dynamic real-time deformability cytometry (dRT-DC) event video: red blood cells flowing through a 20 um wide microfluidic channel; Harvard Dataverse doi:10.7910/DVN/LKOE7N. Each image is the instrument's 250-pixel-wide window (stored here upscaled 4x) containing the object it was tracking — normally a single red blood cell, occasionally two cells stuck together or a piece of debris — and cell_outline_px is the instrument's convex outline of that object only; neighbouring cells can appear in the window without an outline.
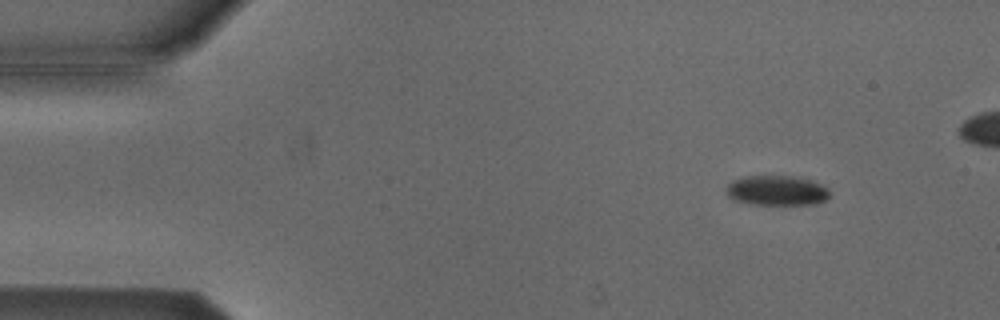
{"species": "Egyptian fruit bat (a non-hibernating species)", "species_latin": "Rousettus aegyptiacus", "temperature_condition": "cold", "stored_images_in_passage": 5, "camera_frame_rate_fps": 3000, "um_per_image_px": 0.085, "animal": {"sex": "male"}, "frame": {"image": 1, "passage_image": 2, "time_ms": 0.333, "image_size_px": [1000, 320], "cell_outline_px": [[832, 196], [816, 204], [748, 204], [732, 200], [724, 192], [724, 188], [732, 180], [740, 176], [788, 176], [808, 180], [820, 184], [828, 188], [832, 192]], "centroid_in_image_um": [65.97, 16.2], "position_along_channel_um": 19.0, "area_um2": 18.32}}